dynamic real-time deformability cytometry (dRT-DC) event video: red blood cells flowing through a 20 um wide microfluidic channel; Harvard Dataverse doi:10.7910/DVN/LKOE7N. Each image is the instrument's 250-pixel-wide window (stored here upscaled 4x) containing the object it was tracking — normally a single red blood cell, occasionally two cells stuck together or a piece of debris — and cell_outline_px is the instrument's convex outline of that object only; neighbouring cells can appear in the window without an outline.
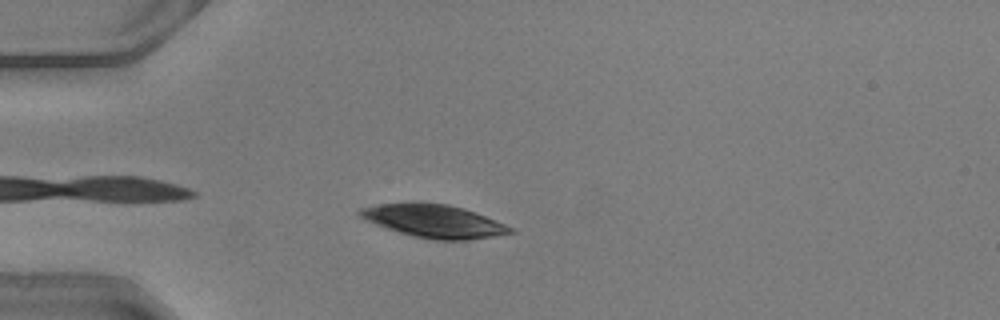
{"species": "common noctule bat (a hibernating species)", "species_latin": "Nyctalus noctula", "temperature_condition": "warm", "stored_images_in_passage": 36, "camera_frame_rate_fps": 3000, "um_per_image_px": 0.085, "animal": {"sex": "male", "body_mass_g": 20.5, "forearm_length_mm": 52.5}, "frame": {"image": 1, "passage_image": 3, "time_ms": 0.667, "image_size_px": [1000, 320], "cell_outline_px": [[516, 232], [468, 240], [432, 240], [412, 236], [364, 220], [356, 212], [360, 208], [380, 204], [448, 204], [464, 208], [476, 212], [516, 228]], "centroid_in_image_um": [36.95, 18.82], "position_along_channel_um": 48.1, "area_um2": 28.55}}
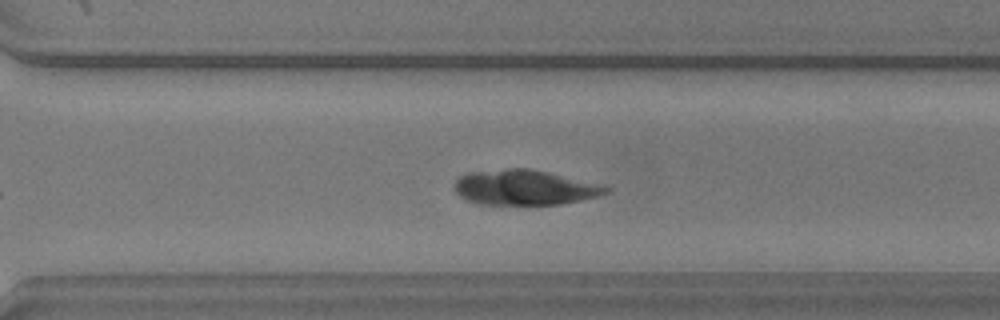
{"frame": {"image": 2, "passage_image": 25, "time_ms": 8.0, "image_size_px": [1000, 320], "cell_outline_px": [[612, 188], [608, 192], [596, 196], [580, 200], [560, 204], [476, 204], [464, 200], [452, 188], [452, 184], [460, 176], [468, 172], [508, 168], [528, 168], [548, 172]], "centroid_in_image_um": [44.48, 15.93], "position_along_channel_um": 326.1, "area_um2": 30.87}}
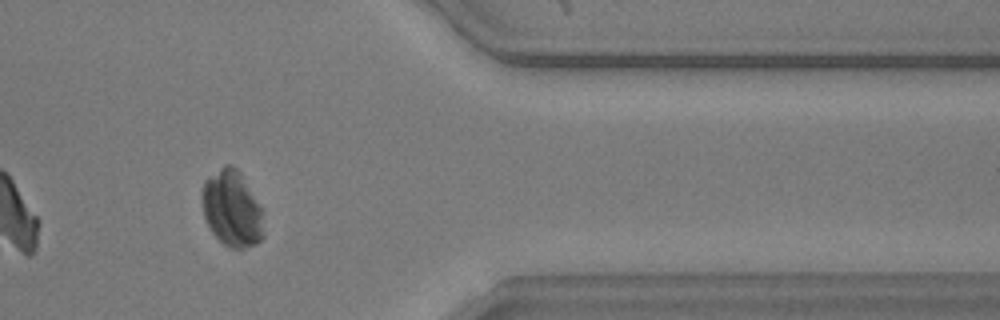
{"frame": {"image": 3, "passage_image": 31, "time_ms": 10.0, "image_size_px": [1000, 320], "cell_outline_px": [[264, 236], [256, 244], [244, 248], [228, 248], [212, 232], [204, 216], [200, 196], [200, 192], [204, 180], [224, 164], [232, 164], [240, 172], [260, 208], [264, 232]], "centroid_in_image_um": [19.67, 17.73], "position_along_channel_um": 391.7, "area_um2": 27.28}}